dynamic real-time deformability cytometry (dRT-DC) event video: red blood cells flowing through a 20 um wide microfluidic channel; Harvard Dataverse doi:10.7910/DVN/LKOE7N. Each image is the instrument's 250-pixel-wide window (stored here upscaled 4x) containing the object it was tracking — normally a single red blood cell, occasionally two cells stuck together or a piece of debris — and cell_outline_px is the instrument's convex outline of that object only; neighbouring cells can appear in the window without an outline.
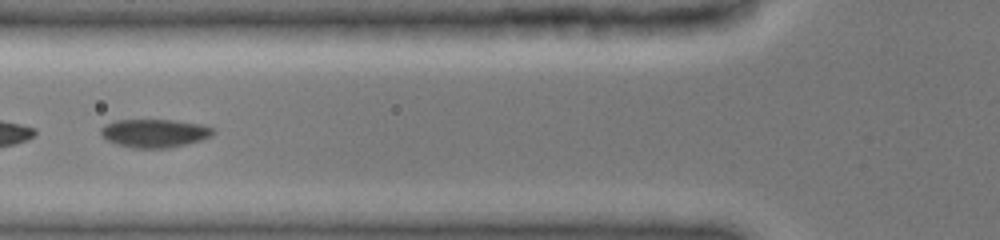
{"species": "common noctule bat (a hibernating species)", "species_latin": "Nyctalus noctula", "temperature_condition": "cold", "stored_images_in_passage": 34, "camera_frame_rate_fps": 3000, "um_per_image_px": 0.085, "animal": {"sex": "female", "body_mass_g": 19.0, "forearm_length_mm": 51.5}, "frame": {"image": 1, "passage_image": 11, "time_ms": 4.667, "image_size_px": [1000, 240], "cell_outline_px": [[216, 132], [212, 136], [200, 140], [168, 148], [132, 148], [116, 144], [100, 136], [100, 128], [104, 124], [116, 120], [172, 120], [204, 124], [212, 128]], "centroid_in_image_um": [13.11, 11.31], "position_along_channel_um": 112.7, "area_um2": 18.67}}
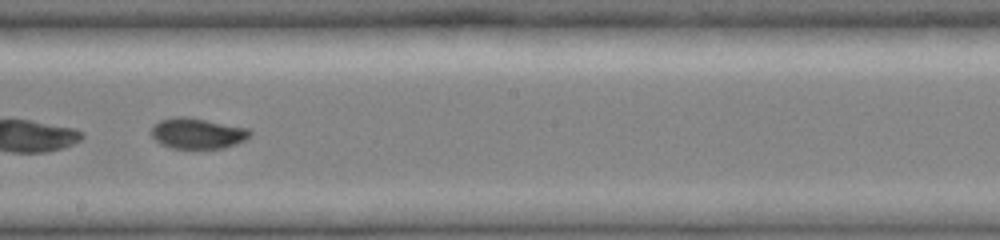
{"frame": {"image": 2, "passage_image": 19, "time_ms": 7.667, "image_size_px": [1000, 240], "cell_outline_px": [[252, 132], [244, 140], [236, 144], [224, 148], [172, 148], [160, 144], [152, 136], [152, 124], [160, 120], [172, 116], [184, 116], [248, 128]], "centroid_in_image_um": [16.75, 11.33], "position_along_channel_um": 231.5, "area_um2": 17.57}}
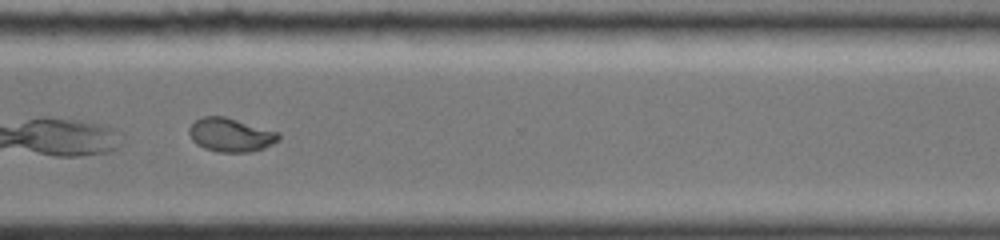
{"frame": {"image": 3, "passage_image": 26, "time_ms": 10.667, "image_size_px": [1000, 240], "cell_outline_px": [[280, 140], [264, 148], [248, 152], [220, 152], [204, 148], [196, 144], [192, 140], [188, 132], [188, 128], [196, 120], [204, 116], [224, 116], [280, 132]], "centroid_in_image_um": [19.61, 11.46], "position_along_channel_um": 351.0, "area_um2": 17.63}}